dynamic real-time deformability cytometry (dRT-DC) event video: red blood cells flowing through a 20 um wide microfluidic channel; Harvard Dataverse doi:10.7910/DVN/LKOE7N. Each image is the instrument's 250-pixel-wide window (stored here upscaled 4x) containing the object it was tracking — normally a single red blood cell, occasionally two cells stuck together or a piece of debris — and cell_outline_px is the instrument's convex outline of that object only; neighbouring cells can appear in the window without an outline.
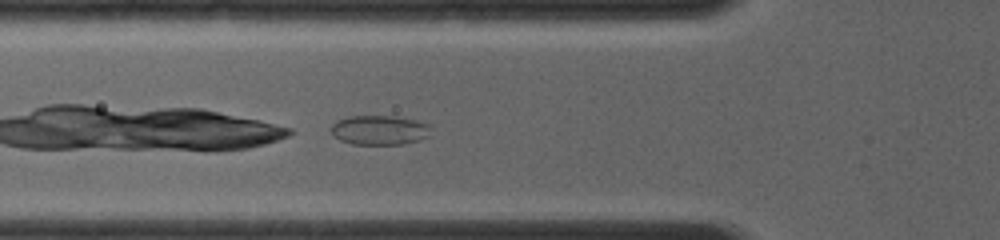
{"species": "common noctule bat (a hibernating species)", "species_latin": "Nyctalus noctula", "temperature_condition": "room temperature", "stored_images_in_passage": 21, "camera_frame_rate_fps": 4000, "um_per_image_px": 0.085, "animal": {"sex": "female", "body_mass_g": 19.0, "forearm_length_mm": 56.7}, "frame": {"image": 1, "passage_image": 2, "time_ms": 0.75, "image_size_px": [1000, 240], "cell_outline_px": [[428, 136], [420, 140], [404, 144], [352, 144], [340, 140], [332, 136], [332, 124], [336, 120], [348, 116], [392, 116], [416, 120], [428, 124]], "centroid_in_image_um": [32.21, 11.06], "position_along_channel_um": 93.6, "area_um2": 17.11}}
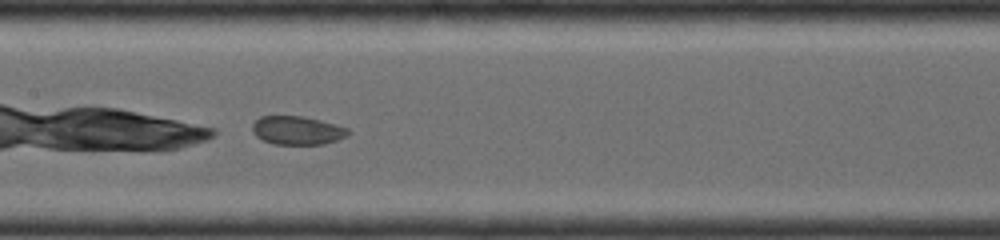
{"frame": {"image": 2, "passage_image": 7, "time_ms": 2.75, "image_size_px": [1000, 240], "cell_outline_px": [[348, 136], [324, 144], [276, 144], [264, 140], [256, 136], [252, 132], [252, 124], [260, 116], [304, 116], [320, 120], [348, 128]], "centroid_in_image_um": [25.25, 11.08], "position_along_channel_um": 182.1, "area_um2": 15.84}}
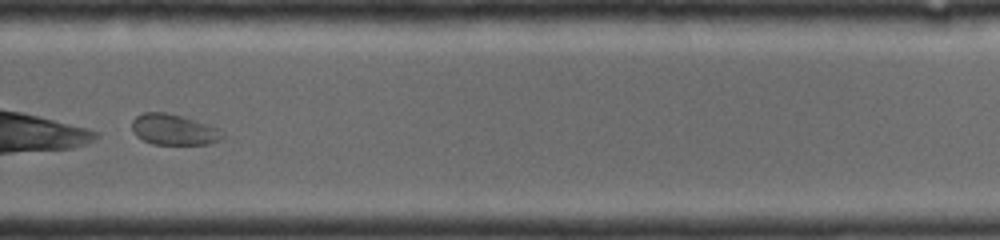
{"frame": {"image": 3, "passage_image": 16, "time_ms": 5.75, "image_size_px": [1000, 240], "cell_outline_px": [[224, 136], [220, 140], [208, 144], [152, 144], [136, 136], [132, 132], [132, 120], [136, 116], [144, 112], [164, 112], [184, 116], [220, 128], [224, 132]], "centroid_in_image_um": [14.79, 11.01], "position_along_channel_um": 315.0, "area_um2": 16.47}}